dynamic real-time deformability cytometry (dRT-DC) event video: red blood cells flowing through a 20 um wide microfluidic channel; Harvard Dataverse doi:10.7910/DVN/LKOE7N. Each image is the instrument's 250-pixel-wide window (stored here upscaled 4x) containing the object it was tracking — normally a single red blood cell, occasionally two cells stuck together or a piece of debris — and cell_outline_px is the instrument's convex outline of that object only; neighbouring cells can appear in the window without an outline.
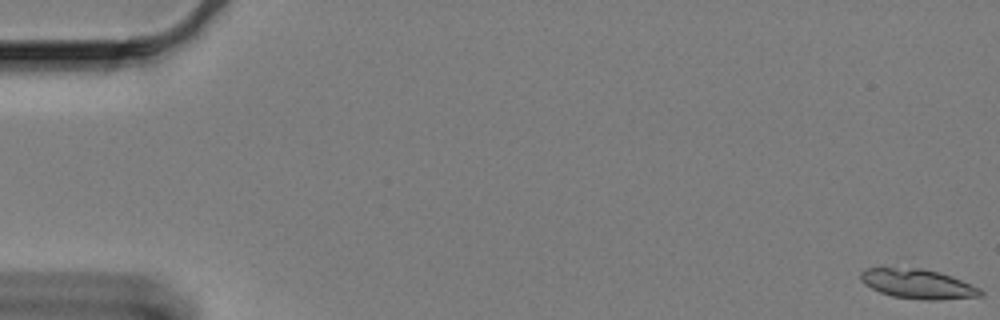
{"species": "Egyptian fruit bat (a non-hibernating species)", "species_latin": "Rousettus aegyptiacus", "temperature_condition": "cold", "stored_images_in_passage": 22, "camera_frame_rate_fps": 3000, "um_per_image_px": 0.085, "animal": {"sex": "female"}, "frame": {"image": 1, "passage_image": 1, "time_ms": 0.0, "image_size_px": [1000, 320], "cell_outline_px": [[984, 296], [940, 300], [924, 300], [892, 296], [880, 292], [864, 284], [860, 280], [860, 272], [868, 268], [920, 268], [940, 272], [952, 276], [980, 288], [984, 292]], "centroid_in_image_um": [78.05, 24.14], "position_along_channel_um": 6.9, "area_um2": 20.75}}
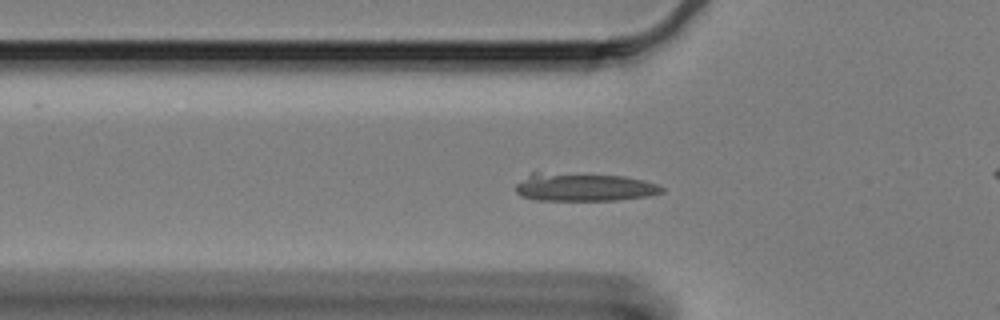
{"frame": {"image": 2, "passage_image": 21, "time_ms": 6.667, "image_size_px": [1000, 320], "cell_outline_px": [[664, 192], [648, 196], [616, 200], [532, 200], [520, 196], [516, 192], [516, 184], [532, 172], [536, 172], [624, 176], [644, 180], [656, 184], [664, 188]], "centroid_in_image_um": [49.61, 15.91], "position_along_channel_um": 76.2, "area_um2": 23.93}}